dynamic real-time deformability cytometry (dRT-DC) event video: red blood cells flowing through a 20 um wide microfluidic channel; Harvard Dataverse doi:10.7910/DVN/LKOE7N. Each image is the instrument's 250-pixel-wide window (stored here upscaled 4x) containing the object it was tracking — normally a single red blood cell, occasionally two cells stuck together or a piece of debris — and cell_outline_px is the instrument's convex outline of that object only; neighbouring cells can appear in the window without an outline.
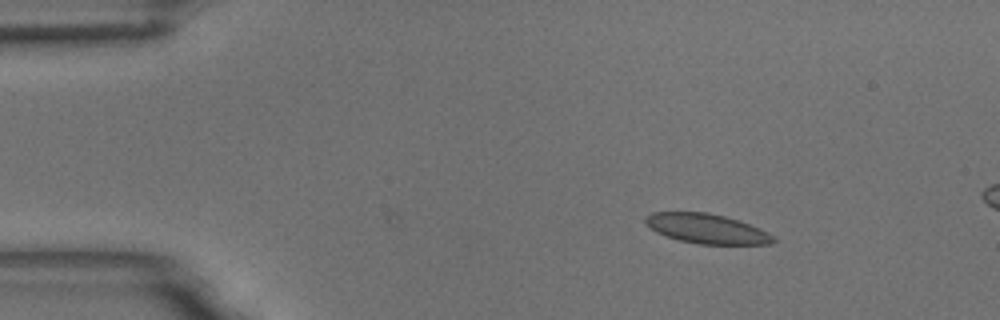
{"species": "common noctule bat (a hibernating species)", "species_latin": "Nyctalus noctula", "temperature_condition": "room temperature", "stored_images_in_passage": 9, "camera_frame_rate_fps": 3000, "um_per_image_px": 0.085, "animal": {"sex": "male", "body_mass_g": 18.8}, "frame": {"image": 1, "passage_image": 9, "time_ms": 2.667, "image_size_px": [1000, 320], "cell_outline_px": [[776, 240], [772, 244], [700, 244], [680, 240], [656, 232], [644, 220], [644, 216], [652, 212], [708, 212], [740, 220], [760, 228], [776, 236]], "centroid_in_image_um": [60.13, 19.43], "position_along_channel_um": 24.9, "area_um2": 22.14}}